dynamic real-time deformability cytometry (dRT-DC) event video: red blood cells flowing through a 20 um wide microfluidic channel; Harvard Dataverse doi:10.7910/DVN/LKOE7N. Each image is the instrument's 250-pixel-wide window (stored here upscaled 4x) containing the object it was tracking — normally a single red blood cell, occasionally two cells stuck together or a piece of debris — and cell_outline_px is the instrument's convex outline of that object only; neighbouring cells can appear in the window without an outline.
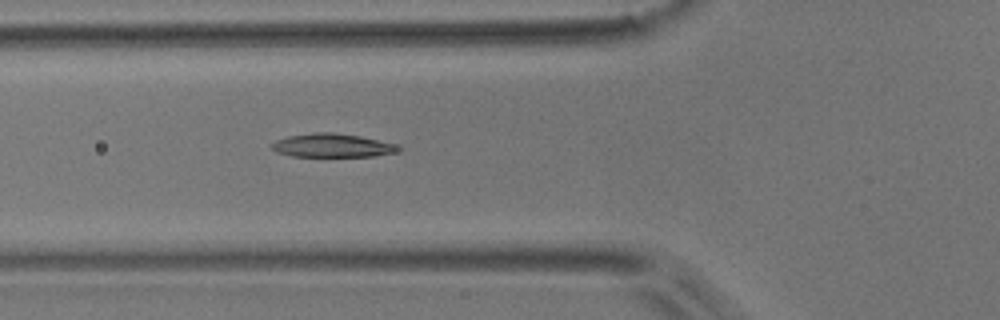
{"species": "common noctule bat (a hibernating species)", "species_latin": "Nyctalus noctula", "temperature_condition": "room temperature", "stored_images_in_passage": 5, "camera_frame_rate_fps": 3000, "um_per_image_px": 0.085, "animal": {"sex": "male", "body_mass_g": 17.9}, "frame": {"image": 1, "passage_image": 5, "time_ms": 1.333, "image_size_px": [1000, 320], "cell_outline_px": [[404, 148], [396, 152], [376, 156], [292, 156], [276, 152], [272, 148], [272, 144], [276, 140], [288, 136], [312, 132], [332, 132], [360, 136], [392, 144]], "centroid_in_image_um": [28.22, 12.36], "position_along_channel_um": 97.6, "area_um2": 17.22}}